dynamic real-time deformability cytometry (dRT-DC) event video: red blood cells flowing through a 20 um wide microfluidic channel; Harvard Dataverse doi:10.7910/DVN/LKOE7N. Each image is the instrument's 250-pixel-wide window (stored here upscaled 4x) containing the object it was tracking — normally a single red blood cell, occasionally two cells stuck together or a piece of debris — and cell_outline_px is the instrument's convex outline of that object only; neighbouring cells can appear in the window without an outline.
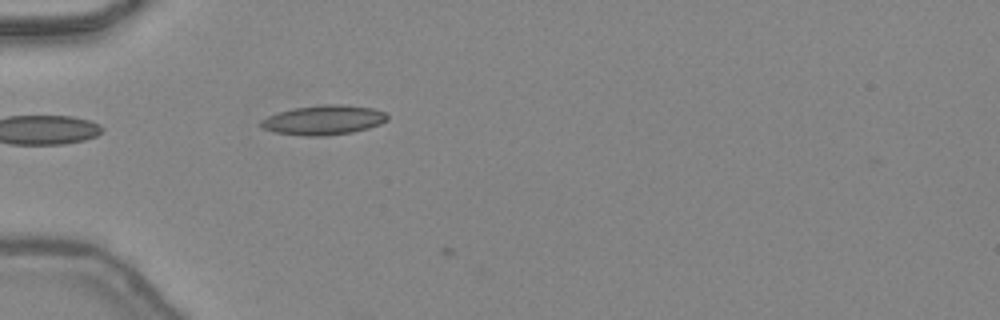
{"species": "common noctule bat (a hibernating species)", "species_latin": "Nyctalus noctula", "temperature_condition": "warm", "stored_images_in_passage": 4, "camera_frame_rate_fps": 3000, "um_per_image_px": 0.085, "animal": {"sex": "female", "body_mass_g": 24.6, "forearm_length_mm": 56.2}, "frame": {"image": 1, "passage_image": 3, "time_ms": 0.667, "image_size_px": [1000, 320], "cell_outline_px": [[388, 120], [380, 124], [368, 128], [352, 132], [324, 136], [304, 136], [276, 132], [260, 128], [260, 120], [268, 116], [292, 108], [324, 104], [344, 104], [372, 108], [384, 112], [388, 116]], "centroid_in_image_um": [27.5, 10.2], "position_along_channel_um": 57.5, "area_um2": 21.85}}